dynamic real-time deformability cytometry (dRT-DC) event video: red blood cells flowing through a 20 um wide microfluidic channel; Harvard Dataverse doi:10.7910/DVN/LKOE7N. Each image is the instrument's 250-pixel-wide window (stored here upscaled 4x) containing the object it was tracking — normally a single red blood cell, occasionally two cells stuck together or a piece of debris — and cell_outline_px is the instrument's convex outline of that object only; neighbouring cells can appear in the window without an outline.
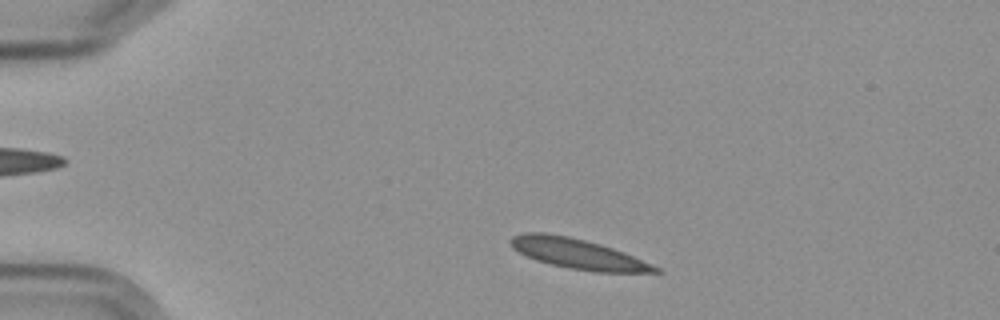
{"species": "Egyptian fruit bat (a non-hibernating species)", "species_latin": "Rousettus aegyptiacus", "temperature_condition": "cold", "stored_images_in_passage": 8, "camera_frame_rate_fps": 3000, "um_per_image_px": 0.085, "frame": {"image": 1, "passage_image": 1, "time_ms": 0.0, "image_size_px": [1000, 320], "cell_outline_px": [[664, 272], [596, 272], [568, 268], [536, 260], [512, 248], [508, 240], [512, 236], [524, 232], [544, 232], [568, 236], [600, 244], [624, 252], [660, 268]], "centroid_in_image_um": [49.08, 21.56], "position_along_channel_um": 35.9, "area_um2": 25.2}}
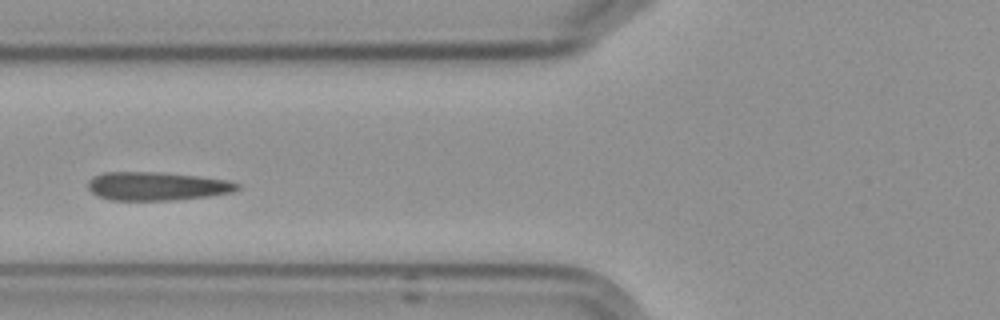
{"frame": {"image": 2, "passage_image": 4, "time_ms": 3.667, "image_size_px": [1000, 320], "cell_outline_px": [[240, 188], [232, 192], [208, 196], [172, 200], [112, 200], [100, 196], [92, 192], [88, 188], [88, 180], [92, 176], [104, 172], [160, 172], [196, 176], [228, 180], [240, 184]], "centroid_in_image_um": [13.33, 15.82], "position_along_channel_um": 112.5, "area_um2": 24.68}}
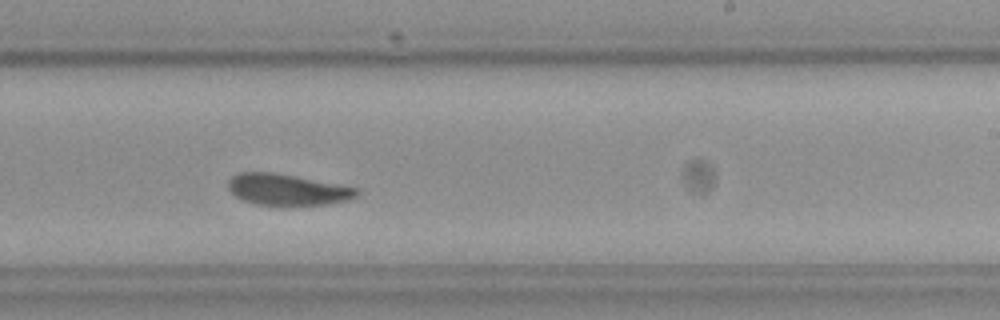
{"frame": {"image": 3, "passage_image": 8, "time_ms": 8.0, "image_size_px": [1000, 320], "cell_outline_px": [[360, 192], [356, 196], [348, 200], [328, 204], [280, 208], [256, 204], [244, 200], [236, 196], [228, 188], [228, 180], [232, 176], [240, 172], [272, 172], [356, 188]], "centroid_in_image_um": [24.39, 16.17], "position_along_channel_um": 264.6, "area_um2": 23.76}}